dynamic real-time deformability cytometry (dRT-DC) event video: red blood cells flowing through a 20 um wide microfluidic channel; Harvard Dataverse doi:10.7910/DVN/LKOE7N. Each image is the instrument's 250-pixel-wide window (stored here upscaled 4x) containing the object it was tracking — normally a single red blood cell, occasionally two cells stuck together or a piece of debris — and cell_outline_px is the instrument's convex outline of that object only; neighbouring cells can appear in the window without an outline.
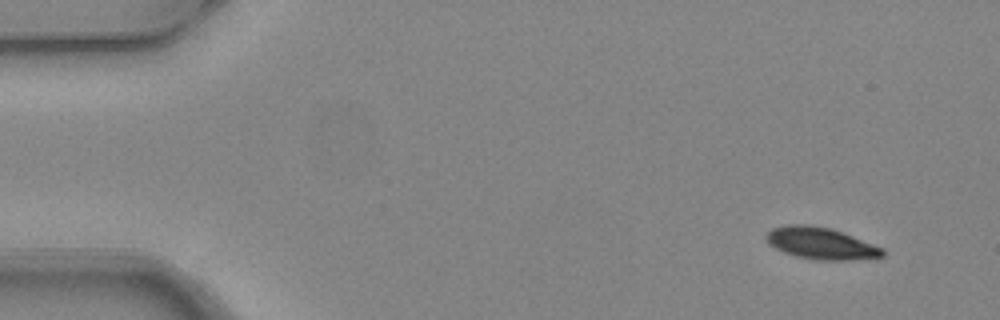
{"species": "common noctule bat (a hibernating species)", "species_latin": "Nyctalus noctula", "temperature_condition": "warm", "stored_images_in_passage": 4, "camera_frame_rate_fps": 3000, "um_per_image_px": 0.085, "animal": {"sex": "female", "body_mass_g": 24.6, "forearm_length_mm": 56.2}, "frame": {"image": 1, "passage_image": 1, "time_ms": 0.0, "image_size_px": [1000, 320], "cell_outline_px": [[884, 256], [848, 260], [816, 260], [796, 256], [784, 252], [768, 244], [764, 236], [772, 228], [788, 224], [808, 224], [832, 228], [884, 248]], "centroid_in_image_um": [69.75, 20.67], "position_along_channel_um": 15.2, "area_um2": 21.62}}
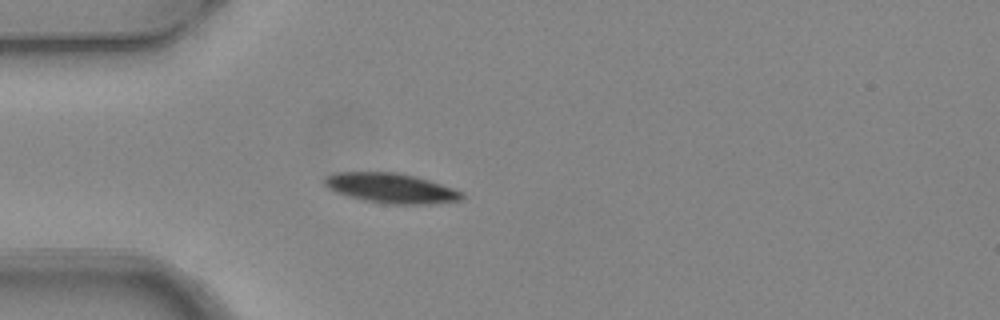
{"frame": {"image": 2, "passage_image": 4, "time_ms": 1.0, "image_size_px": [1000, 320], "cell_outline_px": [[464, 196], [460, 200], [428, 204], [384, 204], [364, 200], [348, 196], [336, 192], [328, 188], [324, 184], [324, 176], [336, 172], [396, 172], [416, 176], [464, 192]], "centroid_in_image_um": [33.21, 15.99], "position_along_channel_um": 51.8, "area_um2": 23.93}}